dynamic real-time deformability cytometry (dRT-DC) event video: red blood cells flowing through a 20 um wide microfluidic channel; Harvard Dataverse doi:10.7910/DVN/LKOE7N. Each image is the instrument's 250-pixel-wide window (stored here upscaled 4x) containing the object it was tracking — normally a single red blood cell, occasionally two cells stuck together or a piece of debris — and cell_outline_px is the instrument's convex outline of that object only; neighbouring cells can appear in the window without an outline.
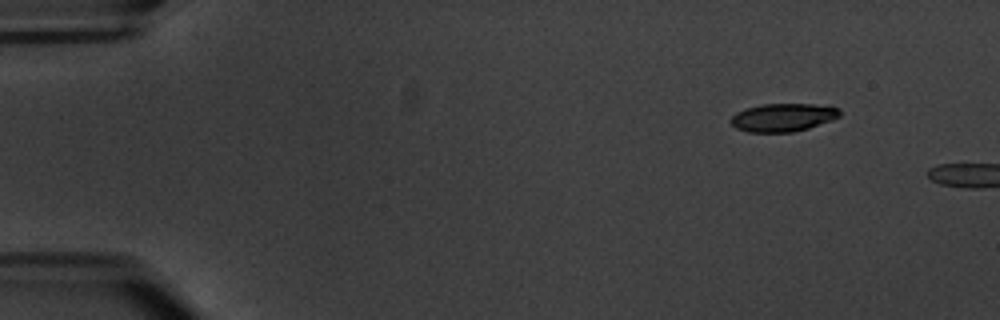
{"species": "common noctule bat (a hibernating species)", "species_latin": "Nyctalus noctula", "temperature_condition": "warm", "stored_images_in_passage": 2, "camera_frame_rate_fps": 3000, "um_per_image_px": 0.085, "animal": {"sex": "male", "body_mass_g": 20.1, "forearm_length_mm": 53.5}, "frame": {"image": 1, "passage_image": 1, "time_ms": 0.0, "image_size_px": [1000, 320], "cell_outline_px": [[840, 116], [832, 120], [808, 128], [792, 132], [748, 132], [736, 128], [728, 120], [736, 112], [748, 108], [764, 104], [812, 104], [840, 108]], "centroid_in_image_um": [66.54, 9.98], "position_along_channel_um": 18.5, "area_um2": 17.74}}